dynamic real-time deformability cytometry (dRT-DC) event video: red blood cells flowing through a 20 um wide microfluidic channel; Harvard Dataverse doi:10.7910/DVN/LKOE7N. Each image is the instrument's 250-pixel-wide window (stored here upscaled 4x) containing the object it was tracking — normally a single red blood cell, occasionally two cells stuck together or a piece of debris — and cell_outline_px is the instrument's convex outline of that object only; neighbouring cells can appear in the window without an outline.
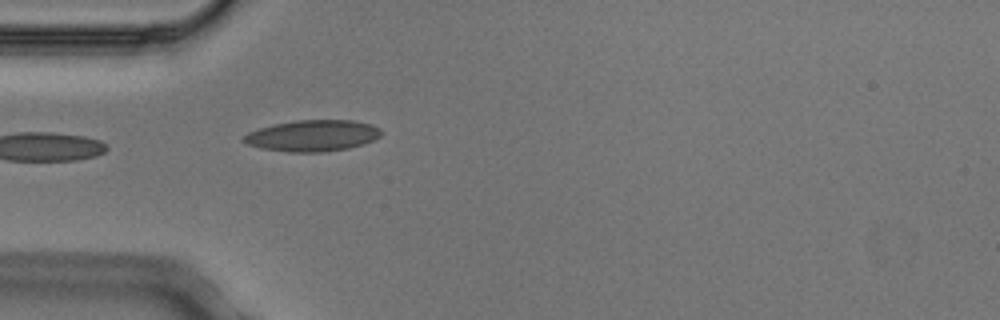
{"species": "Egyptian fruit bat (a non-hibernating species)", "species_latin": "Rousettus aegyptiacus", "temperature_condition": "cold", "stored_images_in_passage": 5, "camera_frame_rate_fps": 3000, "um_per_image_px": 0.085, "animal": {"sex": "male"}, "frame": {"image": 1, "passage_image": 5, "time_ms": 1.333, "image_size_px": [1000, 320], "cell_outline_px": [[380, 136], [364, 144], [348, 148], [324, 152], [288, 152], [260, 148], [248, 144], [240, 140], [248, 132], [260, 128], [276, 124], [296, 120], [352, 120], [372, 124], [380, 128]], "centroid_in_image_um": [26.56, 11.53], "position_along_channel_um": 58.4, "area_um2": 25.03}}